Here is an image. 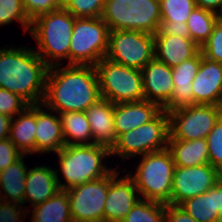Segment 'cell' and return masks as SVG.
Wrapping results in <instances>:
<instances>
[{
	"mask_svg": "<svg viewBox=\"0 0 222 222\" xmlns=\"http://www.w3.org/2000/svg\"><path fill=\"white\" fill-rule=\"evenodd\" d=\"M29 104L19 95L0 88V114L15 117Z\"/></svg>",
	"mask_w": 222,
	"mask_h": 222,
	"instance_id": "36",
	"label": "cell"
},
{
	"mask_svg": "<svg viewBox=\"0 0 222 222\" xmlns=\"http://www.w3.org/2000/svg\"><path fill=\"white\" fill-rule=\"evenodd\" d=\"M154 57V35L133 30L109 31L105 58L141 70Z\"/></svg>",
	"mask_w": 222,
	"mask_h": 222,
	"instance_id": "10",
	"label": "cell"
},
{
	"mask_svg": "<svg viewBox=\"0 0 222 222\" xmlns=\"http://www.w3.org/2000/svg\"><path fill=\"white\" fill-rule=\"evenodd\" d=\"M167 149L172 155L175 167H191L209 163L206 138L181 141L169 137Z\"/></svg>",
	"mask_w": 222,
	"mask_h": 222,
	"instance_id": "27",
	"label": "cell"
},
{
	"mask_svg": "<svg viewBox=\"0 0 222 222\" xmlns=\"http://www.w3.org/2000/svg\"><path fill=\"white\" fill-rule=\"evenodd\" d=\"M202 56L222 63V21L217 20L208 40L200 47Z\"/></svg>",
	"mask_w": 222,
	"mask_h": 222,
	"instance_id": "35",
	"label": "cell"
},
{
	"mask_svg": "<svg viewBox=\"0 0 222 222\" xmlns=\"http://www.w3.org/2000/svg\"><path fill=\"white\" fill-rule=\"evenodd\" d=\"M11 117L0 114V140L9 138Z\"/></svg>",
	"mask_w": 222,
	"mask_h": 222,
	"instance_id": "42",
	"label": "cell"
},
{
	"mask_svg": "<svg viewBox=\"0 0 222 222\" xmlns=\"http://www.w3.org/2000/svg\"><path fill=\"white\" fill-rule=\"evenodd\" d=\"M160 34L180 36L183 38H190V32L186 23L183 22H171L161 21L160 28L158 30Z\"/></svg>",
	"mask_w": 222,
	"mask_h": 222,
	"instance_id": "39",
	"label": "cell"
},
{
	"mask_svg": "<svg viewBox=\"0 0 222 222\" xmlns=\"http://www.w3.org/2000/svg\"><path fill=\"white\" fill-rule=\"evenodd\" d=\"M209 164L222 174V116L206 137Z\"/></svg>",
	"mask_w": 222,
	"mask_h": 222,
	"instance_id": "34",
	"label": "cell"
},
{
	"mask_svg": "<svg viewBox=\"0 0 222 222\" xmlns=\"http://www.w3.org/2000/svg\"><path fill=\"white\" fill-rule=\"evenodd\" d=\"M18 21L24 34L30 31L31 21L26 15L22 0H0V26Z\"/></svg>",
	"mask_w": 222,
	"mask_h": 222,
	"instance_id": "32",
	"label": "cell"
},
{
	"mask_svg": "<svg viewBox=\"0 0 222 222\" xmlns=\"http://www.w3.org/2000/svg\"><path fill=\"white\" fill-rule=\"evenodd\" d=\"M65 145L92 144L89 120L83 111L59 113Z\"/></svg>",
	"mask_w": 222,
	"mask_h": 222,
	"instance_id": "28",
	"label": "cell"
},
{
	"mask_svg": "<svg viewBox=\"0 0 222 222\" xmlns=\"http://www.w3.org/2000/svg\"><path fill=\"white\" fill-rule=\"evenodd\" d=\"M141 72L145 100L162 108L170 100L174 89L172 68L154 57Z\"/></svg>",
	"mask_w": 222,
	"mask_h": 222,
	"instance_id": "17",
	"label": "cell"
},
{
	"mask_svg": "<svg viewBox=\"0 0 222 222\" xmlns=\"http://www.w3.org/2000/svg\"><path fill=\"white\" fill-rule=\"evenodd\" d=\"M105 0H64L62 7L75 18L102 17Z\"/></svg>",
	"mask_w": 222,
	"mask_h": 222,
	"instance_id": "33",
	"label": "cell"
},
{
	"mask_svg": "<svg viewBox=\"0 0 222 222\" xmlns=\"http://www.w3.org/2000/svg\"><path fill=\"white\" fill-rule=\"evenodd\" d=\"M141 158V159H140ZM135 172L126 171L133 179L141 199L171 204L175 163L168 149L139 156Z\"/></svg>",
	"mask_w": 222,
	"mask_h": 222,
	"instance_id": "5",
	"label": "cell"
},
{
	"mask_svg": "<svg viewBox=\"0 0 222 222\" xmlns=\"http://www.w3.org/2000/svg\"><path fill=\"white\" fill-rule=\"evenodd\" d=\"M109 31L133 30L155 35L161 24L159 0H105L101 17Z\"/></svg>",
	"mask_w": 222,
	"mask_h": 222,
	"instance_id": "6",
	"label": "cell"
},
{
	"mask_svg": "<svg viewBox=\"0 0 222 222\" xmlns=\"http://www.w3.org/2000/svg\"><path fill=\"white\" fill-rule=\"evenodd\" d=\"M170 138L191 141L206 138L222 116V106L192 104L168 112Z\"/></svg>",
	"mask_w": 222,
	"mask_h": 222,
	"instance_id": "11",
	"label": "cell"
},
{
	"mask_svg": "<svg viewBox=\"0 0 222 222\" xmlns=\"http://www.w3.org/2000/svg\"><path fill=\"white\" fill-rule=\"evenodd\" d=\"M169 137V115L162 110L149 123L119 135L110 150V156L118 155L125 160L161 151L167 149Z\"/></svg>",
	"mask_w": 222,
	"mask_h": 222,
	"instance_id": "8",
	"label": "cell"
},
{
	"mask_svg": "<svg viewBox=\"0 0 222 222\" xmlns=\"http://www.w3.org/2000/svg\"><path fill=\"white\" fill-rule=\"evenodd\" d=\"M35 132L36 104H33L11 118L9 139L22 154L29 157L35 154Z\"/></svg>",
	"mask_w": 222,
	"mask_h": 222,
	"instance_id": "25",
	"label": "cell"
},
{
	"mask_svg": "<svg viewBox=\"0 0 222 222\" xmlns=\"http://www.w3.org/2000/svg\"><path fill=\"white\" fill-rule=\"evenodd\" d=\"M154 49L155 58L170 68L193 58L200 51L190 38L160 34L158 31L154 35Z\"/></svg>",
	"mask_w": 222,
	"mask_h": 222,
	"instance_id": "22",
	"label": "cell"
},
{
	"mask_svg": "<svg viewBox=\"0 0 222 222\" xmlns=\"http://www.w3.org/2000/svg\"><path fill=\"white\" fill-rule=\"evenodd\" d=\"M75 17L63 7L31 21L29 33L36 41L34 51L50 68L68 60Z\"/></svg>",
	"mask_w": 222,
	"mask_h": 222,
	"instance_id": "4",
	"label": "cell"
},
{
	"mask_svg": "<svg viewBox=\"0 0 222 222\" xmlns=\"http://www.w3.org/2000/svg\"><path fill=\"white\" fill-rule=\"evenodd\" d=\"M26 15L30 21L42 14L62 8L61 0H22Z\"/></svg>",
	"mask_w": 222,
	"mask_h": 222,
	"instance_id": "37",
	"label": "cell"
},
{
	"mask_svg": "<svg viewBox=\"0 0 222 222\" xmlns=\"http://www.w3.org/2000/svg\"><path fill=\"white\" fill-rule=\"evenodd\" d=\"M200 64L201 51L193 58L172 68L174 89L170 100L162 107V110L170 112L194 104L192 81L198 73Z\"/></svg>",
	"mask_w": 222,
	"mask_h": 222,
	"instance_id": "19",
	"label": "cell"
},
{
	"mask_svg": "<svg viewBox=\"0 0 222 222\" xmlns=\"http://www.w3.org/2000/svg\"><path fill=\"white\" fill-rule=\"evenodd\" d=\"M54 169L47 165H36L28 169L24 207L28 202L32 205L31 207L43 203L60 191Z\"/></svg>",
	"mask_w": 222,
	"mask_h": 222,
	"instance_id": "23",
	"label": "cell"
},
{
	"mask_svg": "<svg viewBox=\"0 0 222 222\" xmlns=\"http://www.w3.org/2000/svg\"><path fill=\"white\" fill-rule=\"evenodd\" d=\"M222 174L211 164L191 167H175L171 194V205L180 206L184 201L207 192Z\"/></svg>",
	"mask_w": 222,
	"mask_h": 222,
	"instance_id": "14",
	"label": "cell"
},
{
	"mask_svg": "<svg viewBox=\"0 0 222 222\" xmlns=\"http://www.w3.org/2000/svg\"><path fill=\"white\" fill-rule=\"evenodd\" d=\"M100 98V87L94 66H65L63 63L48 69L42 101L47 109L57 113L85 112Z\"/></svg>",
	"mask_w": 222,
	"mask_h": 222,
	"instance_id": "1",
	"label": "cell"
},
{
	"mask_svg": "<svg viewBox=\"0 0 222 222\" xmlns=\"http://www.w3.org/2000/svg\"><path fill=\"white\" fill-rule=\"evenodd\" d=\"M94 67L101 98L114 104L145 100L141 70L113 62L105 57Z\"/></svg>",
	"mask_w": 222,
	"mask_h": 222,
	"instance_id": "7",
	"label": "cell"
},
{
	"mask_svg": "<svg viewBox=\"0 0 222 222\" xmlns=\"http://www.w3.org/2000/svg\"><path fill=\"white\" fill-rule=\"evenodd\" d=\"M114 103L100 98L86 111L92 133V144L107 147L109 150L116 142L114 126Z\"/></svg>",
	"mask_w": 222,
	"mask_h": 222,
	"instance_id": "20",
	"label": "cell"
},
{
	"mask_svg": "<svg viewBox=\"0 0 222 222\" xmlns=\"http://www.w3.org/2000/svg\"><path fill=\"white\" fill-rule=\"evenodd\" d=\"M59 169L55 168L56 179L60 190L87 183L108 175L114 168H109L105 162L110 156L107 147L95 144L89 145H65L56 153ZM60 175L65 181L62 182Z\"/></svg>",
	"mask_w": 222,
	"mask_h": 222,
	"instance_id": "3",
	"label": "cell"
},
{
	"mask_svg": "<svg viewBox=\"0 0 222 222\" xmlns=\"http://www.w3.org/2000/svg\"><path fill=\"white\" fill-rule=\"evenodd\" d=\"M23 155L0 173V222H16L24 215L28 167Z\"/></svg>",
	"mask_w": 222,
	"mask_h": 222,
	"instance_id": "13",
	"label": "cell"
},
{
	"mask_svg": "<svg viewBox=\"0 0 222 222\" xmlns=\"http://www.w3.org/2000/svg\"><path fill=\"white\" fill-rule=\"evenodd\" d=\"M219 20L222 21V11L219 13Z\"/></svg>",
	"mask_w": 222,
	"mask_h": 222,
	"instance_id": "44",
	"label": "cell"
},
{
	"mask_svg": "<svg viewBox=\"0 0 222 222\" xmlns=\"http://www.w3.org/2000/svg\"><path fill=\"white\" fill-rule=\"evenodd\" d=\"M108 37V26L101 17L75 18L69 64L95 66L106 55Z\"/></svg>",
	"mask_w": 222,
	"mask_h": 222,
	"instance_id": "9",
	"label": "cell"
},
{
	"mask_svg": "<svg viewBox=\"0 0 222 222\" xmlns=\"http://www.w3.org/2000/svg\"><path fill=\"white\" fill-rule=\"evenodd\" d=\"M165 204L140 199L121 222H165Z\"/></svg>",
	"mask_w": 222,
	"mask_h": 222,
	"instance_id": "30",
	"label": "cell"
},
{
	"mask_svg": "<svg viewBox=\"0 0 222 222\" xmlns=\"http://www.w3.org/2000/svg\"><path fill=\"white\" fill-rule=\"evenodd\" d=\"M22 154L9 139L0 140V169L4 170L7 166L20 159Z\"/></svg>",
	"mask_w": 222,
	"mask_h": 222,
	"instance_id": "38",
	"label": "cell"
},
{
	"mask_svg": "<svg viewBox=\"0 0 222 222\" xmlns=\"http://www.w3.org/2000/svg\"><path fill=\"white\" fill-rule=\"evenodd\" d=\"M162 108L147 100L140 102L119 103L114 105V126L116 138L143 124L149 123Z\"/></svg>",
	"mask_w": 222,
	"mask_h": 222,
	"instance_id": "21",
	"label": "cell"
},
{
	"mask_svg": "<svg viewBox=\"0 0 222 222\" xmlns=\"http://www.w3.org/2000/svg\"><path fill=\"white\" fill-rule=\"evenodd\" d=\"M180 207L197 222H215L222 214V178L207 192L184 201Z\"/></svg>",
	"mask_w": 222,
	"mask_h": 222,
	"instance_id": "24",
	"label": "cell"
},
{
	"mask_svg": "<svg viewBox=\"0 0 222 222\" xmlns=\"http://www.w3.org/2000/svg\"><path fill=\"white\" fill-rule=\"evenodd\" d=\"M218 19L219 14L196 7L191 12L186 22L190 32V39L199 47L203 46L211 35L213 27Z\"/></svg>",
	"mask_w": 222,
	"mask_h": 222,
	"instance_id": "29",
	"label": "cell"
},
{
	"mask_svg": "<svg viewBox=\"0 0 222 222\" xmlns=\"http://www.w3.org/2000/svg\"><path fill=\"white\" fill-rule=\"evenodd\" d=\"M194 104L222 106V63L202 56L192 81Z\"/></svg>",
	"mask_w": 222,
	"mask_h": 222,
	"instance_id": "16",
	"label": "cell"
},
{
	"mask_svg": "<svg viewBox=\"0 0 222 222\" xmlns=\"http://www.w3.org/2000/svg\"><path fill=\"white\" fill-rule=\"evenodd\" d=\"M64 146L59 113L47 109L43 104H36L35 153L56 154Z\"/></svg>",
	"mask_w": 222,
	"mask_h": 222,
	"instance_id": "18",
	"label": "cell"
},
{
	"mask_svg": "<svg viewBox=\"0 0 222 222\" xmlns=\"http://www.w3.org/2000/svg\"><path fill=\"white\" fill-rule=\"evenodd\" d=\"M30 208L25 207L24 215L16 222H24L31 212V222H73L70 213V202L65 190L58 191L43 203ZM28 209V210H26ZM30 210V211H29ZM29 211V212H28Z\"/></svg>",
	"mask_w": 222,
	"mask_h": 222,
	"instance_id": "26",
	"label": "cell"
},
{
	"mask_svg": "<svg viewBox=\"0 0 222 222\" xmlns=\"http://www.w3.org/2000/svg\"><path fill=\"white\" fill-rule=\"evenodd\" d=\"M199 8L213 11L219 14L222 11V0H195Z\"/></svg>",
	"mask_w": 222,
	"mask_h": 222,
	"instance_id": "41",
	"label": "cell"
},
{
	"mask_svg": "<svg viewBox=\"0 0 222 222\" xmlns=\"http://www.w3.org/2000/svg\"><path fill=\"white\" fill-rule=\"evenodd\" d=\"M165 222H197L182 207L168 204L165 207Z\"/></svg>",
	"mask_w": 222,
	"mask_h": 222,
	"instance_id": "40",
	"label": "cell"
},
{
	"mask_svg": "<svg viewBox=\"0 0 222 222\" xmlns=\"http://www.w3.org/2000/svg\"><path fill=\"white\" fill-rule=\"evenodd\" d=\"M215 222H222V214H220V216L217 218Z\"/></svg>",
	"mask_w": 222,
	"mask_h": 222,
	"instance_id": "43",
	"label": "cell"
},
{
	"mask_svg": "<svg viewBox=\"0 0 222 222\" xmlns=\"http://www.w3.org/2000/svg\"><path fill=\"white\" fill-rule=\"evenodd\" d=\"M114 168L109 173V187L104 208V222H121L141 199L133 179ZM119 177V178H118Z\"/></svg>",
	"mask_w": 222,
	"mask_h": 222,
	"instance_id": "15",
	"label": "cell"
},
{
	"mask_svg": "<svg viewBox=\"0 0 222 222\" xmlns=\"http://www.w3.org/2000/svg\"><path fill=\"white\" fill-rule=\"evenodd\" d=\"M161 21L186 23L191 12L197 7L195 0H159Z\"/></svg>",
	"mask_w": 222,
	"mask_h": 222,
	"instance_id": "31",
	"label": "cell"
},
{
	"mask_svg": "<svg viewBox=\"0 0 222 222\" xmlns=\"http://www.w3.org/2000/svg\"><path fill=\"white\" fill-rule=\"evenodd\" d=\"M109 174L66 190L73 222H104Z\"/></svg>",
	"mask_w": 222,
	"mask_h": 222,
	"instance_id": "12",
	"label": "cell"
},
{
	"mask_svg": "<svg viewBox=\"0 0 222 222\" xmlns=\"http://www.w3.org/2000/svg\"><path fill=\"white\" fill-rule=\"evenodd\" d=\"M0 48V88L22 97L29 105L42 104L49 67L27 46Z\"/></svg>",
	"mask_w": 222,
	"mask_h": 222,
	"instance_id": "2",
	"label": "cell"
}]
</instances>
